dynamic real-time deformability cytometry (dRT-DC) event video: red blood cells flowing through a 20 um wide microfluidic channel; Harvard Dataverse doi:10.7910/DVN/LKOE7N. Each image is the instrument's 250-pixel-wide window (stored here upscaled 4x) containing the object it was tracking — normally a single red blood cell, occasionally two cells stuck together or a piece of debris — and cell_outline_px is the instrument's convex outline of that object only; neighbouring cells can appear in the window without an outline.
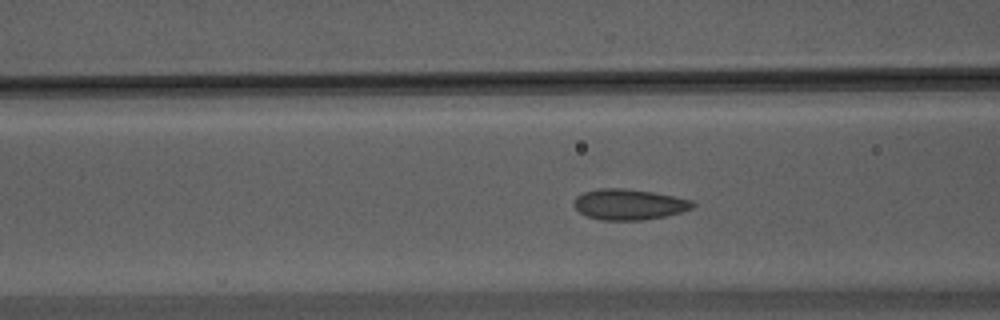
{"species": "Egyptian fruit bat (a non-hibernating species)", "species_latin": "Rousettus aegyptiacus", "temperature_condition": "warm", "stored_images_in_passage": 46, "camera_frame_rate_fps": 3000, "um_per_image_px": 0.085, "animal": {"sex": "male"}, "frame": {"image": 1, "passage_image": 21, "time_ms": 6.667, "image_size_px": [1000, 320], "cell_outline_px": [[696, 204], [692, 208], [680, 212], [664, 216], [640, 220], [600, 220], [584, 216], [572, 204], [576, 196], [584, 192], [600, 188], [620, 188], [652, 192], [692, 200]], "centroid_in_image_um": [53.42, 17.38], "position_along_channel_um": 113.2, "area_um2": 21.15}}
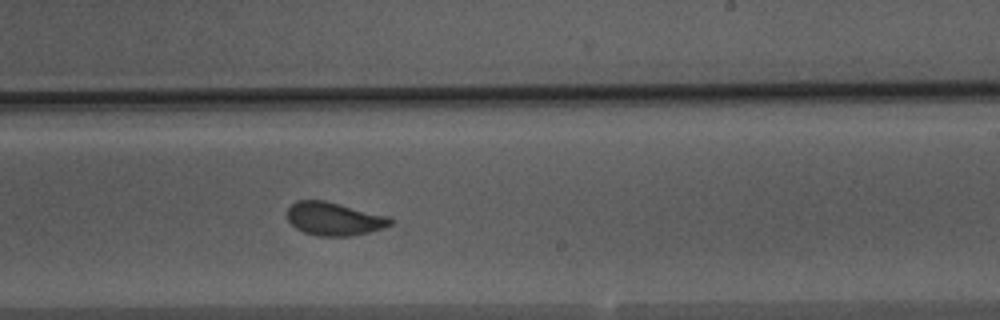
{"frame": {"image": 2, "passage_image": 33, "time_ms": 10.667, "image_size_px": [1000, 320], "cell_outline_px": [[396, 220], [392, 224], [368, 232], [352, 236], [320, 236], [304, 232], [296, 228], [288, 220], [288, 208], [296, 200], [324, 200], [388, 216]], "centroid_in_image_um": [28.4, 18.6], "position_along_channel_um": 260.6, "area_um2": 19.83}}
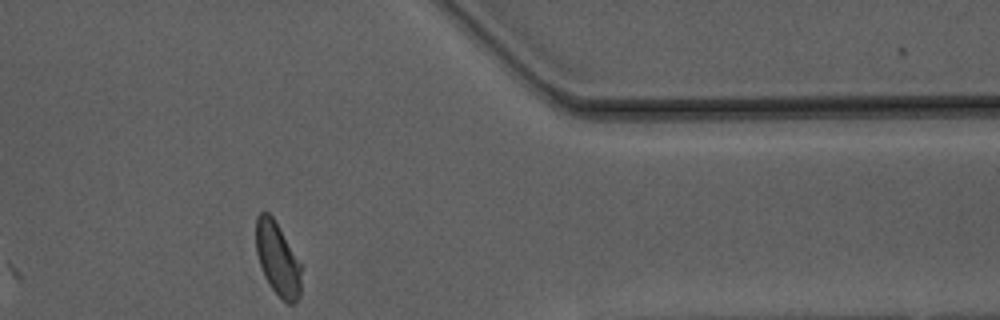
{"frame": {"image": 3, "passage_image": 45, "time_ms": 14.667, "image_size_px": [1000, 320], "cell_outline_px": [[304, 264], [300, 296], [292, 304], [288, 304], [272, 288], [264, 276], [256, 252], [256, 216], [260, 212], [268, 212], [272, 216]], "centroid_in_image_um": [23.66, 22.0], "position_along_channel_um": 387.7, "area_um2": 19.88}, "authors_computed_cell_mechanics": {"area_um2": 20.7502, "velocity_mm_per_s": 3.6923, "shape_relaxation_time_tau1_ms": 3.7511, "shape_relaxation_time_tau2_ms": 1.0329, "deformation_change_tau1": 0.1082, "deformation_change_tau2": 0.0593}}